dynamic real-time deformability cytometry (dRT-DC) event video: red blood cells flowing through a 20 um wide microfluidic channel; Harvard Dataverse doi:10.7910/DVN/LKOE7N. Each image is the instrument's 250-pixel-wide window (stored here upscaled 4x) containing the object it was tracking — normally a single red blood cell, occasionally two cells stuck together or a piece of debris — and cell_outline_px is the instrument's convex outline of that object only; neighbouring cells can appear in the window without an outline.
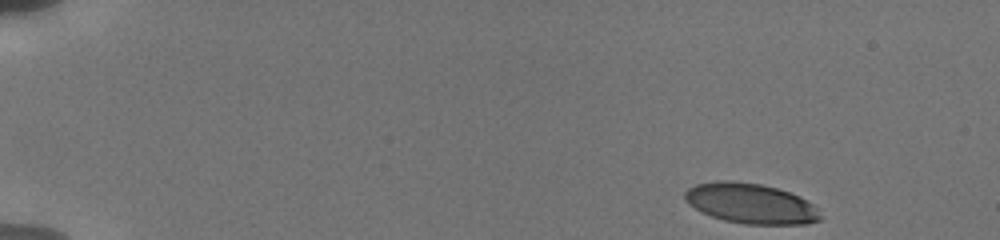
{"species": "human", "species_latin": "Homo sapiens", "temperature_condition": "cold", "stored_images_in_passage": 31, "camera_frame_rate_fps": 3000, "um_per_image_px": 0.085, "donor": {"sex": "male"}, "frame": {"image": 1, "passage_image": 1, "time_ms": 0.0, "image_size_px": [1000, 240], "cell_outline_px": [[820, 220], [808, 224], [744, 224], [724, 220], [712, 216], [688, 204], [684, 200], [684, 192], [688, 188], [696, 184], [720, 180], [732, 180], [760, 184], [776, 188], [800, 196], [808, 200], [816, 208], [820, 216]], "centroid_in_image_um": [63.8, 17.29], "position_along_channel_um": 21.2, "area_um2": 31.67}}
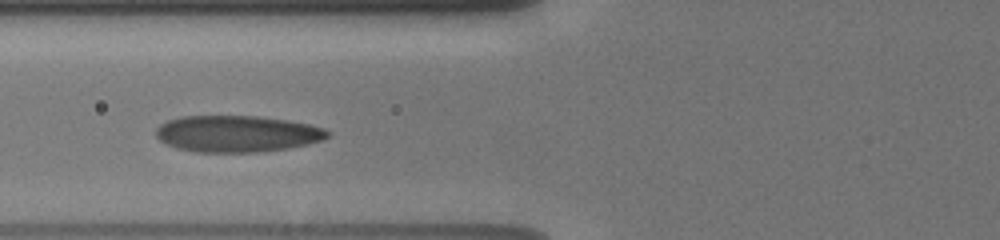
{"frame": {"image": 2, "passage_image": 11, "time_ms": 5.667, "image_size_px": [1000, 240], "cell_outline_px": [[328, 136], [320, 140], [308, 144], [288, 148], [256, 152], [196, 152], [176, 148], [164, 144], [156, 136], [156, 128], [160, 124], [168, 120], [180, 116], [260, 116], [288, 120], [308, 124], [324, 128], [328, 132]], "centroid_in_image_um": [20.1, 11.37], "position_along_channel_um": 105.7, "area_um2": 36.59}}
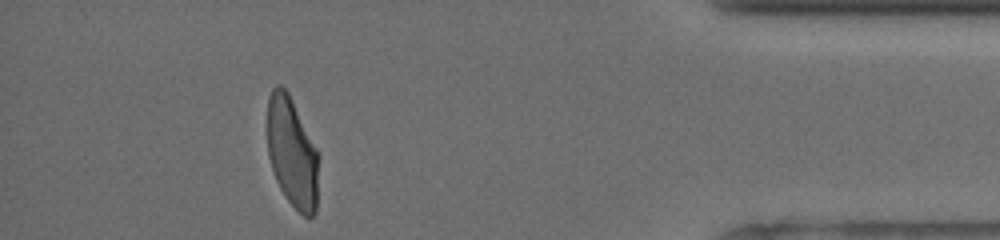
{"frame": {"image": 3, "passage_image": 27, "time_ms": 14.667, "image_size_px": [1000, 240], "cell_outline_px": [[320, 156], [316, 212], [312, 216], [304, 216], [288, 200], [280, 188], [276, 180], [268, 156], [268, 96], [272, 88], [276, 84], [280, 84], [288, 92], [320, 152]], "centroid_in_image_um": [24.86, 12.95], "position_along_channel_um": 410.3, "area_um2": 33.41}, "authors_computed_cell_mechanics": {"area_um2": 34.9112, "velocity_mm_per_s": 3.8168, "shape_relaxation_time_tau1_ms": 4.4097, "shape_relaxation_time_tau2_ms": null, "deformation_change_tau1": 0.1685, "deformation_change_tau2": null}}